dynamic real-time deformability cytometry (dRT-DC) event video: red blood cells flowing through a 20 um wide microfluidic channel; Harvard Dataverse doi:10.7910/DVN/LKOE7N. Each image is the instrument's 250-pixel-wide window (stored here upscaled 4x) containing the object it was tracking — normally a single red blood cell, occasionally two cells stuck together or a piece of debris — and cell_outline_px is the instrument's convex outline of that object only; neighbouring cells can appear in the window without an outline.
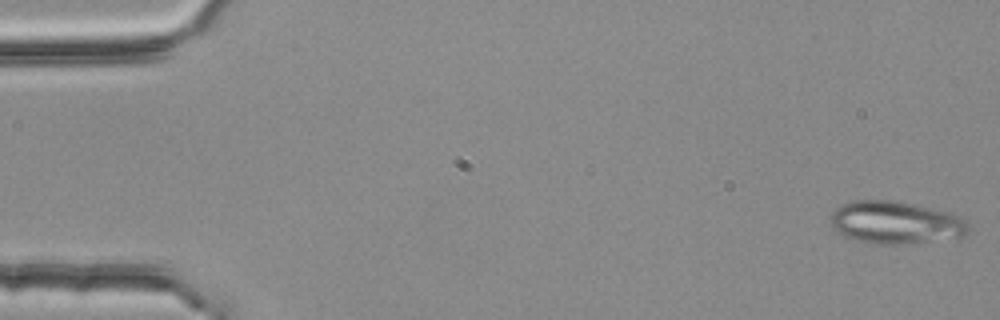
{"species": "common noctule bat (a hibernating species)", "species_latin": "Nyctalus noctula", "temperature_condition": "room temperature", "stored_images_in_passage": 4, "camera_frame_rate_fps": 3000, "um_per_image_px": 0.085, "animal": {"sex": "female", "body_mass_g": 25.1}, "frame": {"image": 1, "passage_image": 1, "time_ms": 0.0, "image_size_px": [1000, 320], "cell_outline_px": [[968, 232], [964, 236], [904, 244], [868, 244], [840, 236], [832, 228], [832, 212], [840, 204], [852, 200], [892, 200], [952, 212], [960, 216], [968, 224]], "centroid_in_image_um": [76.07, 18.92], "position_along_channel_um": 8.9, "area_um2": 34.51}}